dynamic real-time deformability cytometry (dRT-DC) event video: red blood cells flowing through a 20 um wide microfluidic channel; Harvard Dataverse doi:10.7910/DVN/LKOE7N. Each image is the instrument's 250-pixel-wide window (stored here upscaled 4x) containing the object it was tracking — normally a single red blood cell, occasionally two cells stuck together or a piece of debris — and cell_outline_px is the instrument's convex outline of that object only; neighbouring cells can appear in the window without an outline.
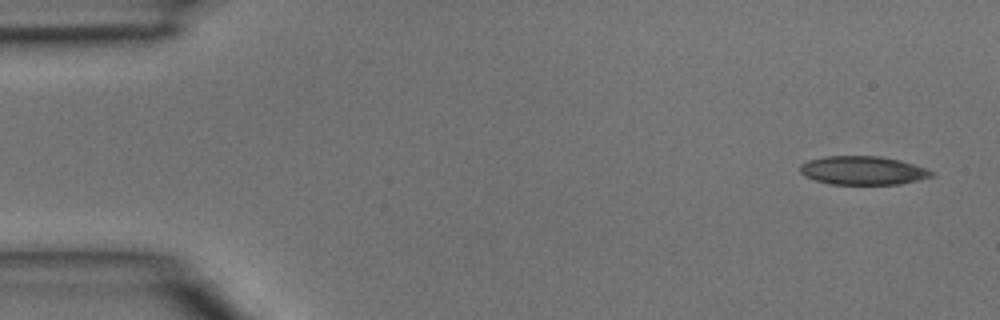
{"species": "common noctule bat (a hibernating species)", "species_latin": "Nyctalus noctula", "temperature_condition": "room temperature", "stored_images_in_passage": 5, "segment_of_instrument_passage": [1, 2], "camera_frame_rate_fps": 3000, "um_per_image_px": 0.085, "animal": {"sex": "male", "body_mass_g": 15.6}, "frame": {"image": 1, "passage_image": 1, "time_ms": 0.0, "image_size_px": [1000, 320], "cell_outline_px": [[936, 172], [932, 176], [900, 184], [832, 184], [816, 180], [804, 176], [800, 172], [800, 164], [808, 160], [824, 156], [880, 156], [900, 160], [928, 168]], "centroid_in_image_um": [73.35, 14.48], "position_along_channel_um": 11.6, "area_um2": 21.96}}